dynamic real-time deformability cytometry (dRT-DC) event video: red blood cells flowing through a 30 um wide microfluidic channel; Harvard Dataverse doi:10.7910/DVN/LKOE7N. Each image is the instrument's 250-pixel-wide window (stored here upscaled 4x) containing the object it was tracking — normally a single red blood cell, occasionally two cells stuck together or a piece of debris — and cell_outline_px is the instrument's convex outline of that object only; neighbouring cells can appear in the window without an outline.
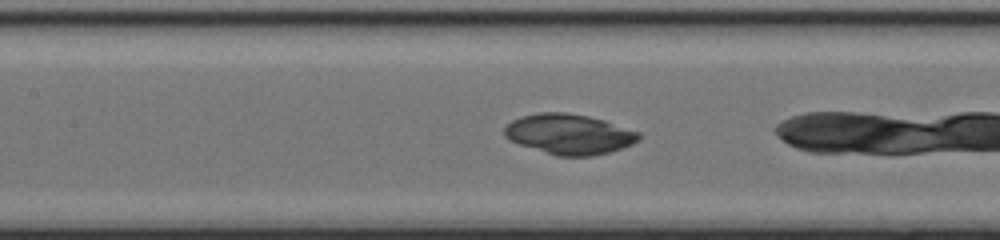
{"species": "common noctule bat (a hibernating species)", "species_latin": "Nyctalus noctula", "temperature_condition": "cold", "stored_images_in_passage": 15, "camera_frame_rate_fps": 3000, "um_per_image_px": 0.085, "animal": {"sex": "female", "body_mass_g": 17.0, "forearm_length_mm": 48.0}, "frame": {"image": 1, "passage_image": 7, "time_ms": 2.0, "image_size_px": [1000, 240], "cell_outline_px": [[636, 140], [628, 144], [604, 152], [576, 156], [572, 156], [552, 152], [524, 144], [512, 140], [508, 136], [508, 124], [516, 120], [528, 116], [580, 116], [596, 120], [632, 132], [636, 136]], "centroid_in_image_um": [48.35, 11.45], "position_along_channel_um": 159.1, "area_um2": 26.88}}
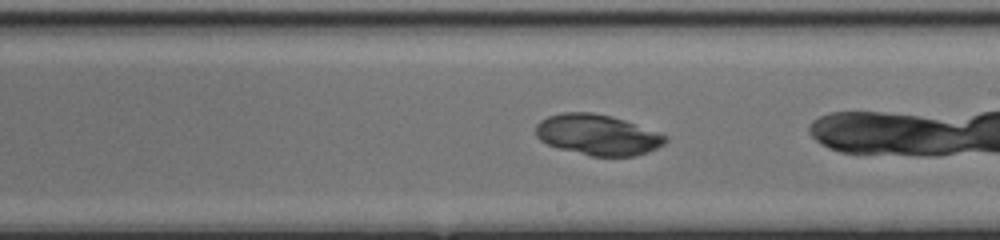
{"frame": {"image": 2, "passage_image": 13, "time_ms": 4.0, "image_size_px": [1000, 240], "cell_outline_px": [[664, 140], [660, 144], [652, 148], [640, 152], [624, 156], [596, 156], [552, 144], [544, 140], [540, 136], [540, 124], [544, 120], [552, 116], [604, 116], [628, 124], [660, 136]], "centroid_in_image_um": [50.77, 11.53], "position_along_channel_um": 238.2, "area_um2": 26.01}}